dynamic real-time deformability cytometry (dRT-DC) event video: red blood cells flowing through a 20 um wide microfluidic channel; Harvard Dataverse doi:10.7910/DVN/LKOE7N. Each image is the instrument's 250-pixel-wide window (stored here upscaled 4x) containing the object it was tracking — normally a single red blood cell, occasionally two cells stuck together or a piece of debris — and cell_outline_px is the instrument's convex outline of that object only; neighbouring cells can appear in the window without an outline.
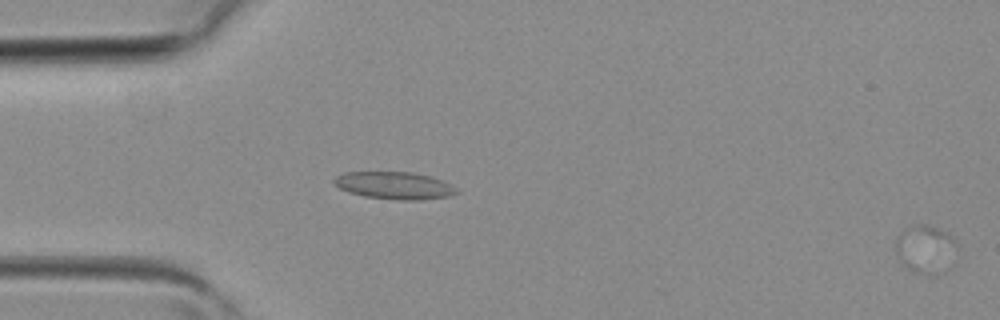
{"species": "common noctule bat (a hibernating species)", "species_latin": "Nyctalus noctula", "temperature_condition": "room temperature", "stored_images_in_passage": 3, "camera_frame_rate_fps": 3000, "um_per_image_px": 0.085, "animal": {"sex": "female", "body_mass_g": 19.3, "forearm_length_mm": 54.1}, "frame": {"image": 1, "passage_image": 3, "time_ms": 0.667, "image_size_px": [1000, 320], "cell_outline_px": [[960, 244], [956, 264], [952, 268], [924, 272], [920, 272], [908, 268], [900, 260], [896, 252], [896, 236], [908, 224], [924, 224], [948, 232]], "centroid_in_image_um": [78.76, 21.1], "position_along_channel_um": 6.2, "area_um2": 17.57}}